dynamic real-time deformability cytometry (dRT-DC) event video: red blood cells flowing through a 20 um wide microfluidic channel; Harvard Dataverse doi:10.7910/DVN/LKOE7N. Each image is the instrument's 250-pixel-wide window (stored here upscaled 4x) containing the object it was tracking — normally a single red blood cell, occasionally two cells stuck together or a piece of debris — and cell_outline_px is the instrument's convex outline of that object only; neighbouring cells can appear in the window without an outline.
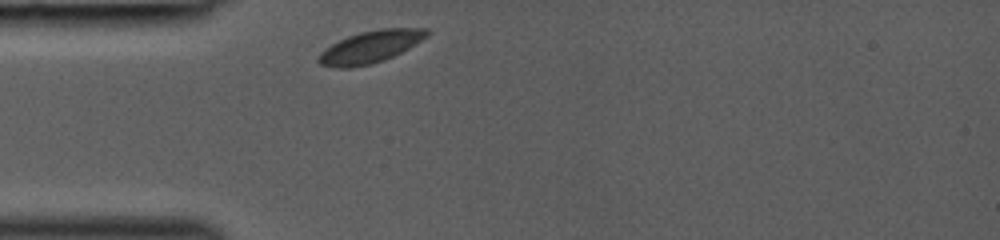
{"species": "common noctule bat (a hibernating species)", "species_latin": "Nyctalus noctula", "temperature_condition": "room temperature", "stored_images_in_passage": 27, "camera_frame_rate_fps": 3000, "um_per_image_px": 0.085, "animal": {"sex": "female", "body_mass_g": 19.0, "forearm_length_mm": 53.3}, "frame": {"image": 1, "passage_image": 1, "time_ms": 0.0, "image_size_px": [1000, 240], "cell_outline_px": [[432, 32], [428, 36], [408, 48], [384, 60], [352, 68], [336, 68], [320, 64], [316, 60], [320, 52], [324, 48], [348, 36], [360, 32], [380, 28], [428, 28]], "centroid_in_image_um": [31.48, 3.97], "position_along_channel_um": 53.5, "area_um2": 20.29}}
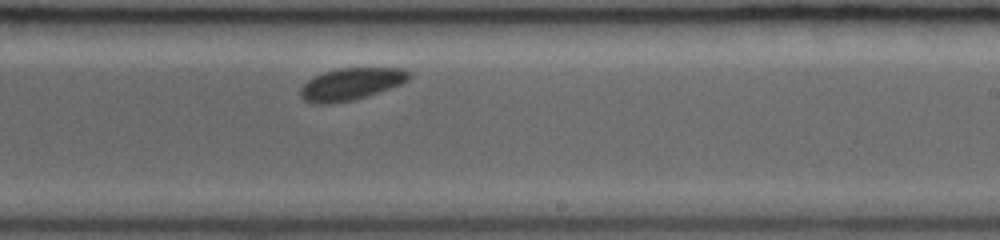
{"frame": {"image": 2, "passage_image": 16, "time_ms": 5.0, "image_size_px": [1000, 240], "cell_outline_px": [[412, 76], [408, 80], [400, 84], [352, 100], [332, 104], [312, 104], [304, 100], [300, 96], [300, 88], [308, 80], [324, 72], [336, 68], [404, 68], [412, 72]], "centroid_in_image_um": [29.82, 7.14], "position_along_channel_um": 259.2, "area_um2": 20.23}}
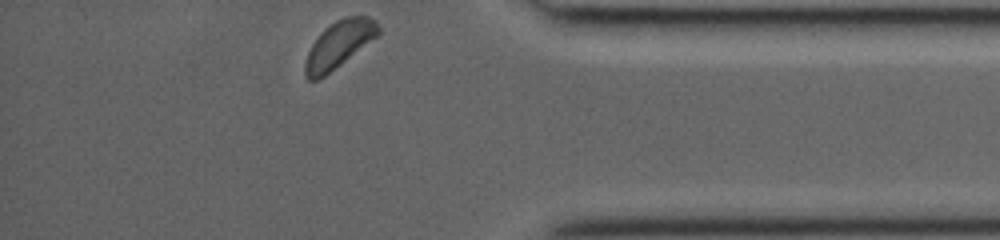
{"frame": {"image": 3, "passage_image": 27, "time_ms": 8.667, "image_size_px": [1000, 240], "cell_outline_px": [[380, 36], [324, 76], [316, 80], [308, 80], [304, 76], [304, 64], [308, 52], [312, 44], [324, 28], [336, 20], [344, 16], [368, 16], [376, 20], [380, 28]], "centroid_in_image_um": [28.84, 3.77], "position_along_channel_um": 406.4, "area_um2": 20.23}}